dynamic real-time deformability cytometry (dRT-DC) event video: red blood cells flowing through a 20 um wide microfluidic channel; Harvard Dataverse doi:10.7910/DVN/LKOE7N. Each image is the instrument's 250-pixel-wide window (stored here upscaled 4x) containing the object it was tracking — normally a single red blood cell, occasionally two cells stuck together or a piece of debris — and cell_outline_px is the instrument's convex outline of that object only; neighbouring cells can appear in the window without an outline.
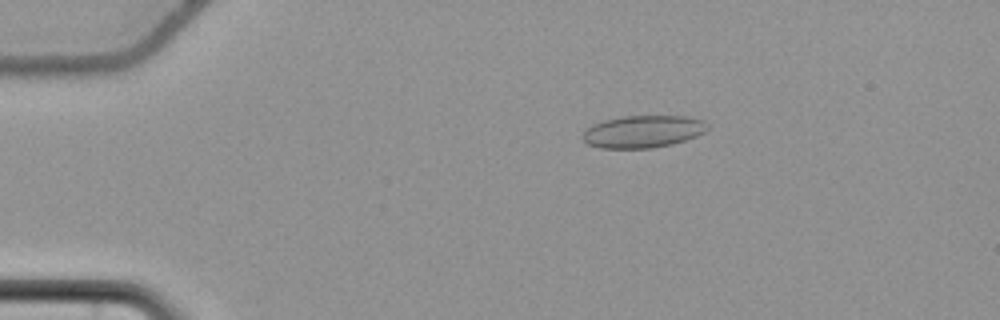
{"species": "common noctule bat (a hibernating species)", "species_latin": "Nyctalus noctula", "temperature_condition": "cold", "stored_images_in_passage": 56, "camera_frame_rate_fps": 3000, "um_per_image_px": 0.085, "animal": {"sex": "female", "body_mass_g": 22.7, "forearm_length_mm": 54.2}, "frame": {"image": 1, "passage_image": 11, "time_ms": 3.333, "image_size_px": [1000, 320], "cell_outline_px": [[708, 128], [704, 132], [696, 136], [672, 144], [652, 148], [600, 148], [588, 144], [584, 140], [584, 132], [592, 124], [604, 120], [624, 116], [684, 116], [704, 120], [708, 124]], "centroid_in_image_um": [54.67, 11.18], "position_along_channel_um": 30.3, "area_um2": 23.35}}
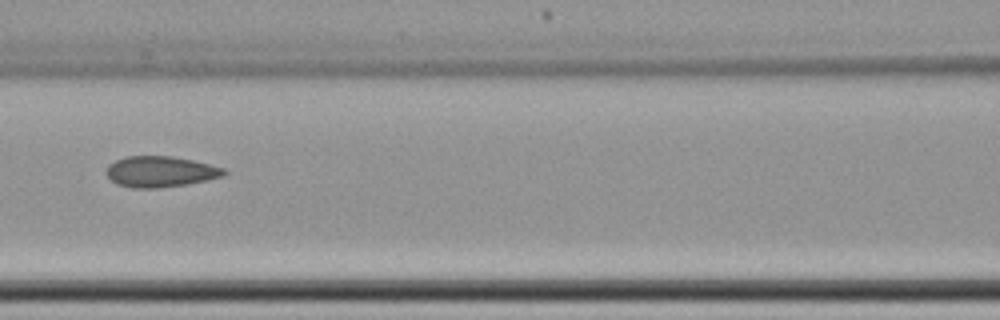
{"frame": {"image": 2, "passage_image": 26, "time_ms": 8.333, "image_size_px": [1000, 320], "cell_outline_px": [[228, 172], [224, 176], [188, 184], [160, 188], [132, 188], [116, 184], [104, 172], [108, 164], [116, 160], [128, 156], [172, 156], [192, 160], [224, 168]], "centroid_in_image_um": [13.62, 14.59], "position_along_channel_um": 153.0, "area_um2": 21.27}}
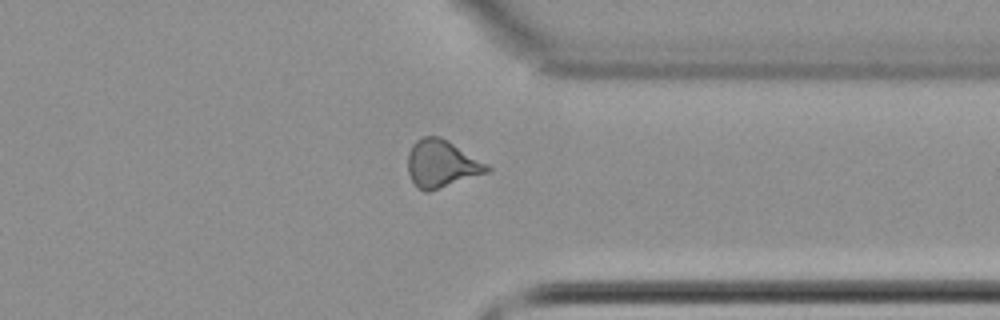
{"frame": {"image": 3, "passage_image": 44, "time_ms": 14.333, "image_size_px": [1000, 320], "cell_outline_px": [[492, 168], [488, 172], [428, 192], [424, 192], [416, 188], [408, 172], [408, 152], [412, 144], [416, 140], [424, 136], [440, 136], [448, 140], [488, 164]], "centroid_in_image_um": [37.52, 13.92], "position_along_channel_um": 373.9, "area_um2": 21.96}, "authors_computed_cell_mechanics": {"area_um2": 21.2993, "velocity_mm_per_s": 3.7158, "shape_relaxation_time_tau1_ms": null, "shape_relaxation_time_tau2_ms": 2.7456, "deformation_change_tau1": null, "deformation_change_tau2": 0.0887}}